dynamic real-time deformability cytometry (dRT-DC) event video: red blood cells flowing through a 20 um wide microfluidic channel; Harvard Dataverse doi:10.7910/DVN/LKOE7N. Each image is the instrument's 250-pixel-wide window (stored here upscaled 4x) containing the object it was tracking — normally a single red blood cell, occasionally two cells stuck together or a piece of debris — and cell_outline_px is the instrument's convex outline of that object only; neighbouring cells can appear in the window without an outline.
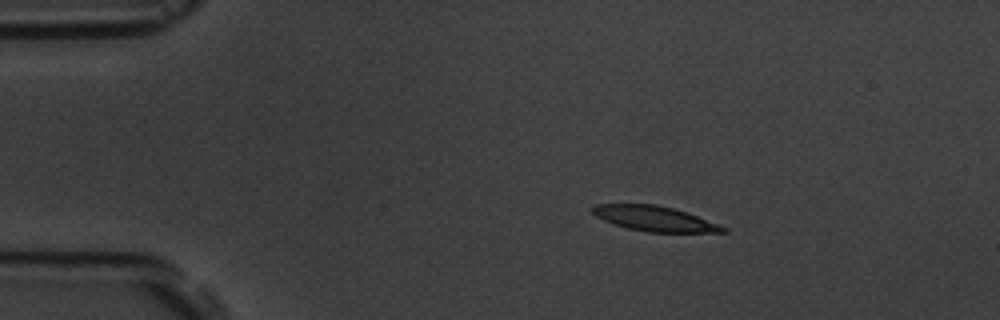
{"species": "common noctule bat (a hibernating species)", "species_latin": "Nyctalus noctula", "temperature_condition": "room temperature", "stored_images_in_passage": 3, "camera_frame_rate_fps": 3000, "um_per_image_px": 0.085, "animal": {"sex": "male", "body_mass_g": 19.5, "forearm_length_mm": 54.6}, "frame": {"image": 1, "passage_image": 1, "time_ms": 0.0, "image_size_px": [1000, 320], "cell_outline_px": [[728, 232], [648, 232], [628, 228], [604, 220], [596, 216], [588, 208], [596, 204], [656, 204], [672, 208], [696, 216], [728, 228]], "centroid_in_image_um": [55.6, 18.58], "position_along_channel_um": 29.4, "area_um2": 18.79}}